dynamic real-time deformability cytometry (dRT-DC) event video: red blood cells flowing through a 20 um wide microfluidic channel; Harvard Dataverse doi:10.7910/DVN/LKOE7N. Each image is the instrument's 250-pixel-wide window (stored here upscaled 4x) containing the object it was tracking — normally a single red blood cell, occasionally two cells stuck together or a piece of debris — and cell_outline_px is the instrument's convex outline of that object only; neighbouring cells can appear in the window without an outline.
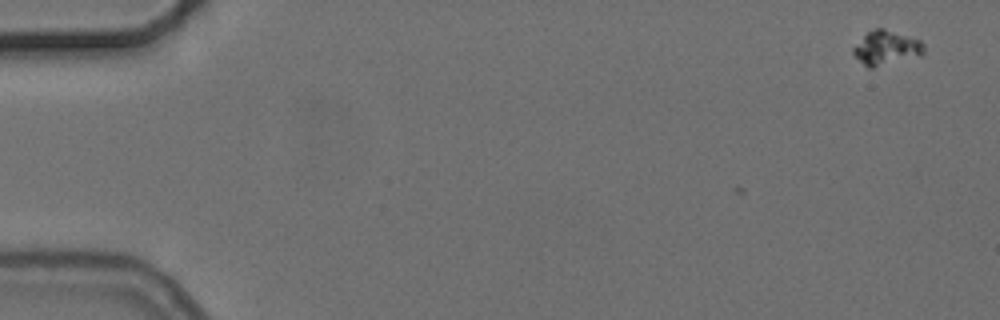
{"species": "common noctule bat (a hibernating species)", "species_latin": "Nyctalus noctula", "temperature_condition": "cold", "stored_images_in_passage": 3, "camera_frame_rate_fps": 3000, "um_per_image_px": 0.085, "animal": {"sex": "female", "body_mass_g": 24.6, "forearm_length_mm": 56.2}, "frame": {"image": 1, "passage_image": 3, "time_ms": 0.667, "image_size_px": [1000, 320], "cell_outline_px": [[924, 56], [872, 68], [868, 68], [852, 52], [852, 48], [868, 32], [876, 28], [884, 28], [920, 40], [924, 44]], "centroid_in_image_um": [75.39, 4.09], "position_along_channel_um": 9.6, "area_um2": 14.16}}